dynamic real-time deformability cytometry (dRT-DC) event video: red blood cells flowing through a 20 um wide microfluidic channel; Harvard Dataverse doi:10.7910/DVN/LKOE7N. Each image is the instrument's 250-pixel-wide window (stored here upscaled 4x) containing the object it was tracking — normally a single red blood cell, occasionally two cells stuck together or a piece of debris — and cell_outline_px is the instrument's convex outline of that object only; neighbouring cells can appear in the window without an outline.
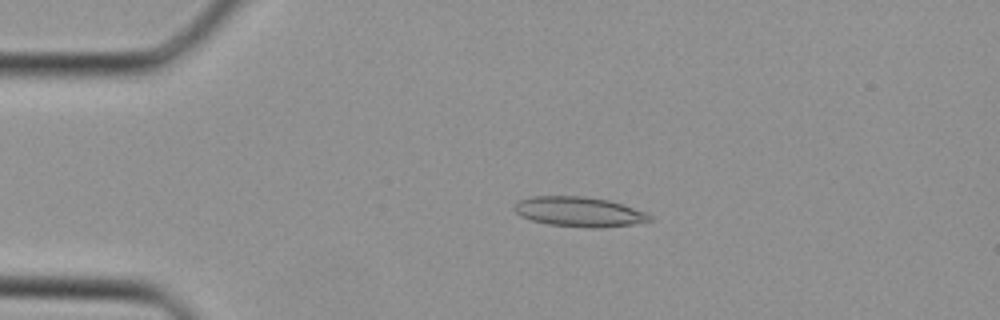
{"species": "Egyptian fruit bat (a non-hibernating species)", "species_latin": "Rousettus aegyptiacus", "temperature_condition": "cold", "stored_images_in_passage": 39, "camera_frame_rate_fps": 3000, "um_per_image_px": 0.085, "animal": {"sex": "female"}, "frame": {"image": 1, "passage_image": 8, "time_ms": 2.333, "image_size_px": [1000, 320], "cell_outline_px": [[652, 220], [632, 224], [600, 228], [588, 228], [548, 224], [532, 220], [520, 216], [512, 208], [516, 200], [532, 196], [584, 196], [608, 200], [644, 212], [652, 216]], "centroid_in_image_um": [49.15, 18.0], "position_along_channel_um": 35.8, "area_um2": 23.52}}
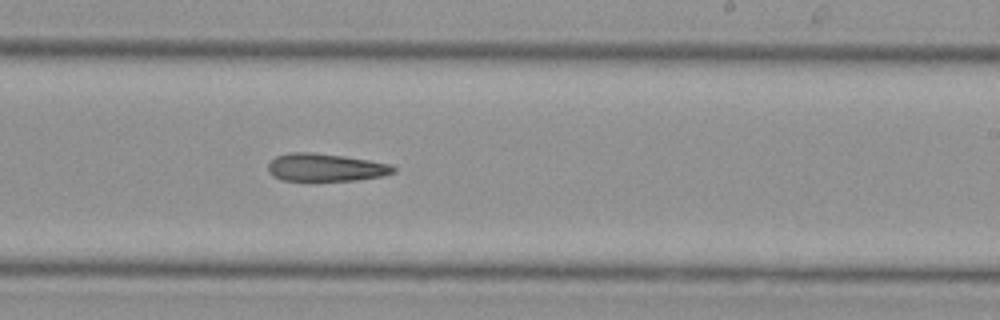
{"frame": {"image": 2, "passage_image": 23, "time_ms": 7.333, "image_size_px": [1000, 320], "cell_outline_px": [[396, 172], [384, 176], [356, 180], [284, 180], [272, 176], [268, 172], [268, 164], [276, 156], [292, 152], [312, 152], [344, 156], [392, 164], [396, 168]], "centroid_in_image_um": [27.7, 14.23], "position_along_channel_um": 261.3, "area_um2": 20.29}}
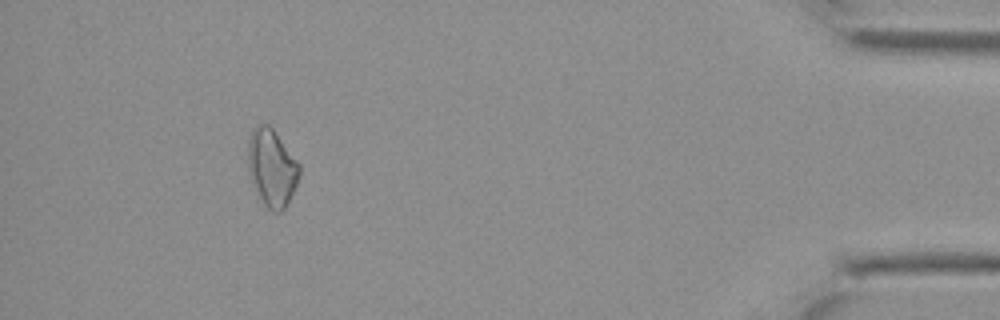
{"frame": {"image": 3, "passage_image": 35, "time_ms": 11.333, "image_size_px": [1000, 320], "cell_outline_px": [[300, 172], [296, 184], [284, 208], [280, 212], [272, 212], [256, 196], [248, 172], [248, 140], [252, 128], [256, 124], [268, 124], [272, 128], [300, 164]], "centroid_in_image_um": [23.06, 14.25], "position_along_channel_um": 412.1, "area_um2": 23.24}}